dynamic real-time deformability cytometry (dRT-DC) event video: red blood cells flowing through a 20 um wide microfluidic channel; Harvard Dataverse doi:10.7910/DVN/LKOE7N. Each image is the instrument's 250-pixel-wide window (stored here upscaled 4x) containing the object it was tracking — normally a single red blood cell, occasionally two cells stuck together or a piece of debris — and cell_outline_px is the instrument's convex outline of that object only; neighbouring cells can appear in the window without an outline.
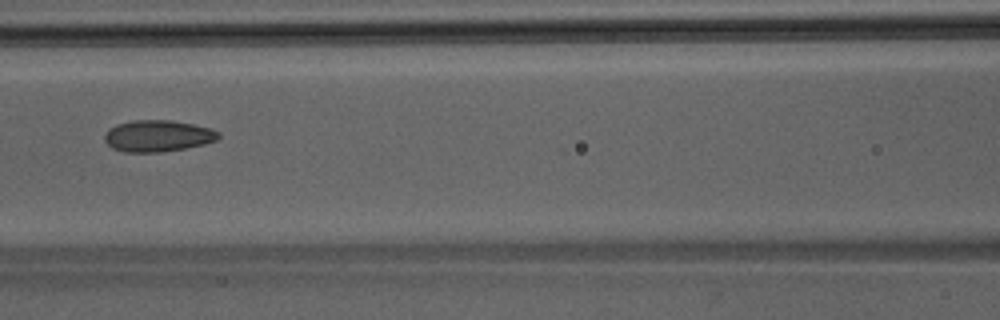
{"species": "Egyptian fruit bat (a non-hibernating species)", "species_latin": "Rousettus aegyptiacus", "temperature_condition": "room temperature", "stored_images_in_passage": 5, "camera_frame_rate_fps": 3000, "um_per_image_px": 0.085, "animal": {"sex": "male"}, "frame": {"image": 1, "passage_image": 5, "time_ms": 1.333, "image_size_px": [1000, 320], "cell_outline_px": [[220, 136], [216, 140], [204, 144], [184, 148], [160, 152], [124, 152], [112, 148], [104, 140], [104, 136], [108, 128], [116, 124], [132, 120], [172, 120], [192, 124], [208, 128], [220, 132]], "centroid_in_image_um": [13.37, 11.55], "position_along_channel_um": 153.2, "area_um2": 20.92}}